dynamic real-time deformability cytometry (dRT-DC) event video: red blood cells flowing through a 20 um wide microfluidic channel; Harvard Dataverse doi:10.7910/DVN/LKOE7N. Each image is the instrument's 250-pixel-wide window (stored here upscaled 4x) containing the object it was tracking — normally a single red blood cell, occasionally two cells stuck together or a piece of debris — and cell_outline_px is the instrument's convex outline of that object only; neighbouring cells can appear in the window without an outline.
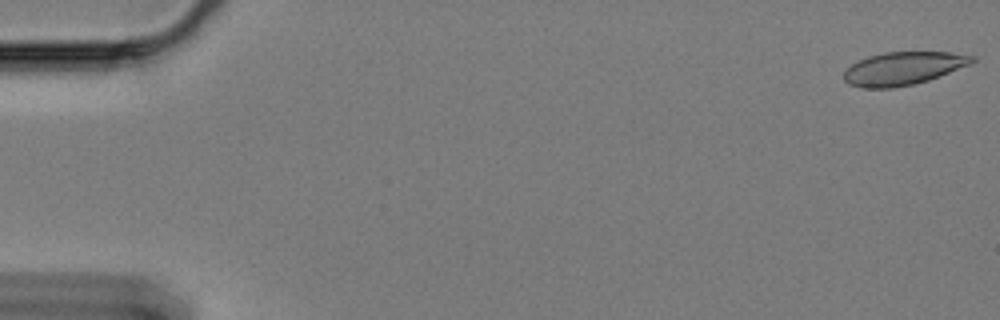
{"species": "Egyptian fruit bat (a non-hibernating species)", "species_latin": "Rousettus aegyptiacus", "temperature_condition": "cold", "stored_images_in_passage": 13, "camera_frame_rate_fps": 3000, "um_per_image_px": 0.085, "animal": {"sex": "female"}, "frame": {"image": 1, "passage_image": 1, "time_ms": 0.0, "image_size_px": [1000, 320], "cell_outline_px": [[976, 60], [972, 64], [928, 80], [912, 84], [892, 88], [860, 88], [848, 84], [844, 80], [844, 72], [852, 64], [868, 56], [884, 52], [948, 52], [976, 56]], "centroid_in_image_um": [76.78, 5.81], "position_along_channel_um": 8.2, "area_um2": 24.68}}